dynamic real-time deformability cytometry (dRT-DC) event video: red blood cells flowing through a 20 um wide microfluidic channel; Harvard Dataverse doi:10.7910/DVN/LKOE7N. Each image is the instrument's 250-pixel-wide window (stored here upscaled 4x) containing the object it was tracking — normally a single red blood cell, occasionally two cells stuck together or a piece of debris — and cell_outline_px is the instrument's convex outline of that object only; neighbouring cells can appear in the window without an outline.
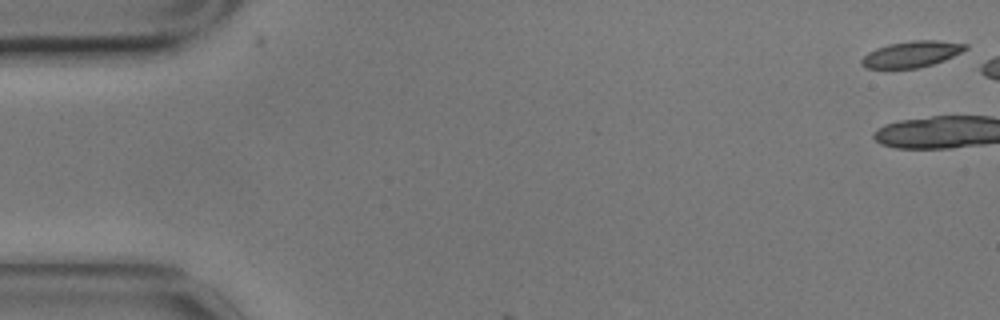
{"species": "common noctule bat (a hibernating species)", "species_latin": "Nyctalus noctula", "temperature_condition": "cold", "stored_images_in_passage": 6, "camera_frame_rate_fps": 3000, "um_per_image_px": 0.085, "animal": {"sex": "male", "body_mass_g": 17.9}, "frame": {"image": 1, "passage_image": 1, "time_ms": 0.0, "image_size_px": [1000, 320], "cell_outline_px": [[968, 48], [944, 60], [932, 64], [916, 68], [864, 68], [860, 64], [860, 60], [868, 52], [876, 48], [888, 44], [912, 40], [936, 40], [968, 44]], "centroid_in_image_um": [77.45, 4.6], "position_along_channel_um": 7.6, "area_um2": 15.78}}